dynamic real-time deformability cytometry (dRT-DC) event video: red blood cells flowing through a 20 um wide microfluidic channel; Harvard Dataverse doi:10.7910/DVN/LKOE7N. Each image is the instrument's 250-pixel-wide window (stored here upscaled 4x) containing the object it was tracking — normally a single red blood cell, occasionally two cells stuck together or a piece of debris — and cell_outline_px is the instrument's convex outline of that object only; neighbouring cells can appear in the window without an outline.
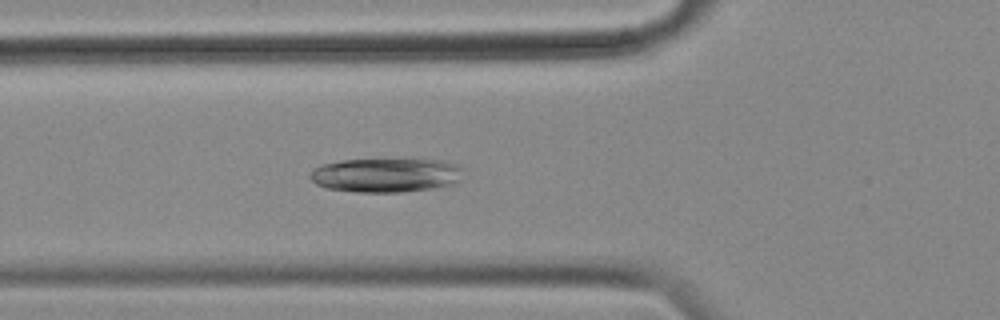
{"species": "common noctule bat (a hibernating species)", "species_latin": "Nyctalus noctula", "temperature_condition": "cold", "stored_images_in_passage": 42, "camera_frame_rate_fps": 3000, "um_per_image_px": 0.085, "animal": {"sex": "female", "body_mass_g": 18.4}, "frame": {"image": 1, "passage_image": 9, "time_ms": 2.667, "image_size_px": [1000, 320], "cell_outline_px": [[460, 180], [448, 184], [428, 188], [400, 192], [356, 192], [328, 188], [316, 184], [308, 176], [316, 168], [324, 164], [344, 160], [440, 160], [456, 164], [460, 168]], "centroid_in_image_um": [32.75, 14.89], "position_along_channel_um": 93.0, "area_um2": 29.65}}
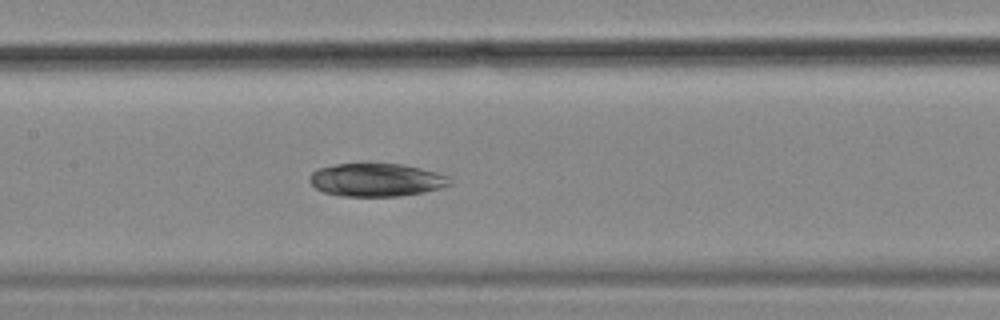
{"frame": {"image": 2, "passage_image": 16, "time_ms": 5.0, "image_size_px": [1000, 320], "cell_outline_px": [[452, 184], [440, 188], [424, 192], [400, 196], [340, 196], [324, 192], [316, 188], [308, 180], [312, 172], [320, 168], [336, 164], [368, 160], [400, 164], [420, 168], [436, 172], [444, 176]], "centroid_in_image_um": [31.93, 15.25], "position_along_channel_um": 175.5, "area_um2": 27.63}}
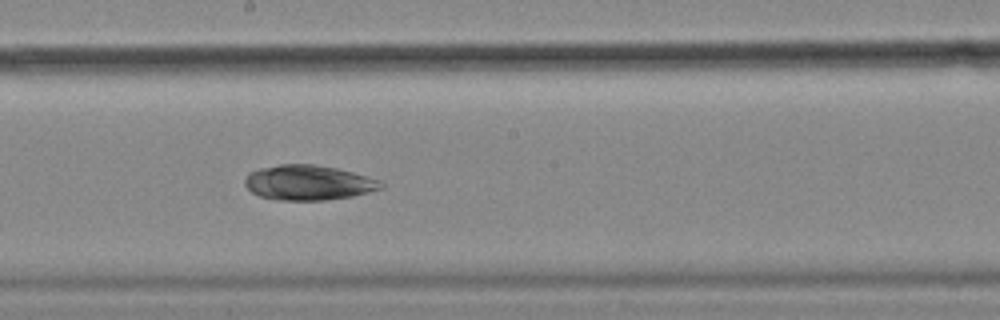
{"frame": {"image": 3, "passage_image": 20, "time_ms": 6.333, "image_size_px": [1000, 320], "cell_outline_px": [[384, 188], [352, 196], [324, 200], [276, 200], [260, 196], [252, 192], [244, 184], [244, 180], [252, 172], [260, 168], [280, 164], [312, 164], [336, 168], [352, 172], [380, 180], [384, 184]], "centroid_in_image_um": [26.23, 15.53], "position_along_channel_um": 222.0, "area_um2": 27.57}, "authors_computed_cell_mechanics": {"area_um2": 29.6225, "velocity_mm_per_s": 3.5102, "shape_relaxation_time_tau1_ms": 6.3386, "shape_relaxation_time_tau2_ms": 6.0524, "deformation_change_tau1": 0.1057, "deformation_change_tau2": 0.0827}}